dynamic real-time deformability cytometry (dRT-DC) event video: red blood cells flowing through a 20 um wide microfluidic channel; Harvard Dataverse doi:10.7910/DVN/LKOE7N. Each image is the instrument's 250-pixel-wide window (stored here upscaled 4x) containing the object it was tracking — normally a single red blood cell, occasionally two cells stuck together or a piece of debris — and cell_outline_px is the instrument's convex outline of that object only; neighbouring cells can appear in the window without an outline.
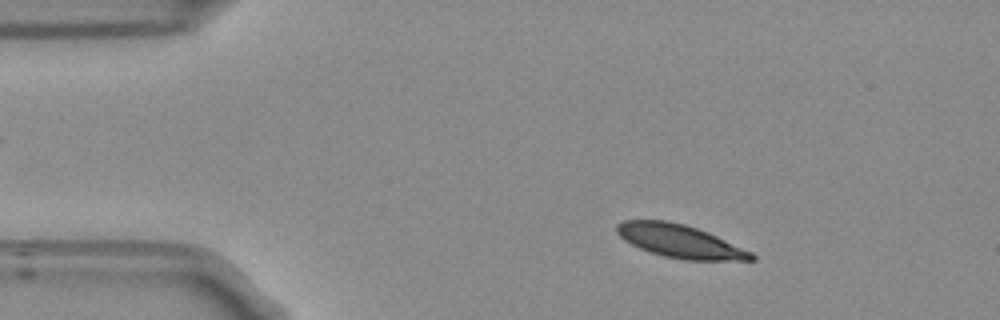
{"species": "Egyptian fruit bat (a non-hibernating species)", "species_latin": "Rousettus aegyptiacus", "temperature_condition": "room temperature", "stored_images_in_passage": 51, "camera_frame_rate_fps": 3000, "um_per_image_px": 0.085, "frame": {"image": 1, "passage_image": 6, "time_ms": 1.667, "image_size_px": [1000, 320], "cell_outline_px": [[756, 260], [684, 260], [664, 256], [648, 252], [624, 240], [616, 232], [616, 224], [624, 220], [668, 220], [684, 224], [708, 232], [752, 252], [756, 256]], "centroid_in_image_um": [57.78, 20.5], "position_along_channel_um": 27.2, "area_um2": 25.95}}
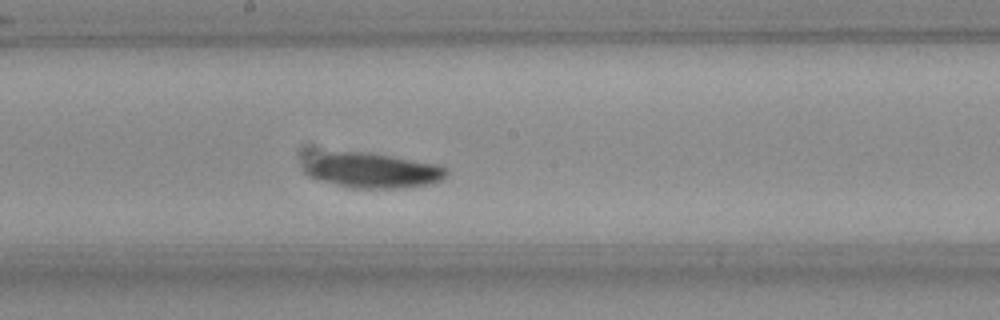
{"frame": {"image": 2, "passage_image": 26, "time_ms": 8.333, "image_size_px": [1000, 320], "cell_outline_px": [[448, 176], [444, 180], [432, 184], [400, 188], [352, 188], [316, 180], [308, 172], [308, 168], [320, 156], [328, 152], [368, 152], [436, 164], [448, 168]], "centroid_in_image_um": [31.85, 14.52], "position_along_channel_um": 216.3, "area_um2": 28.26}}
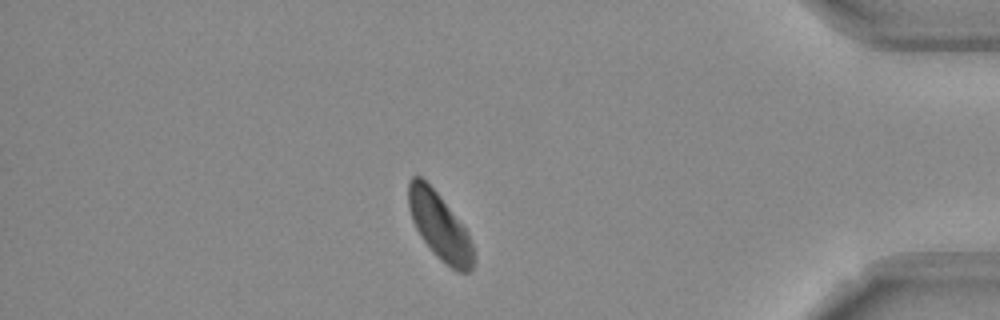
{"frame": {"image": 3, "passage_image": 44, "time_ms": 14.333, "image_size_px": [1000, 320], "cell_outline_px": [[472, 272], [456, 272], [440, 260], [420, 236], [412, 220], [408, 208], [408, 180], [412, 176], [420, 176], [440, 196], [468, 232], [472, 244]], "centroid_in_image_um": [37.34, 19.23], "position_along_channel_um": 397.9, "area_um2": 25.03}, "authors_computed_cell_mechanics": {"area_um2": 26.588, "velocity_mm_per_s": 3.687, "shape_relaxation_time_tau1_ms": 3.3384, "shape_relaxation_time_tau2_ms": null, "deformation_change_tau1": 0.1081, "deformation_change_tau2": null}}